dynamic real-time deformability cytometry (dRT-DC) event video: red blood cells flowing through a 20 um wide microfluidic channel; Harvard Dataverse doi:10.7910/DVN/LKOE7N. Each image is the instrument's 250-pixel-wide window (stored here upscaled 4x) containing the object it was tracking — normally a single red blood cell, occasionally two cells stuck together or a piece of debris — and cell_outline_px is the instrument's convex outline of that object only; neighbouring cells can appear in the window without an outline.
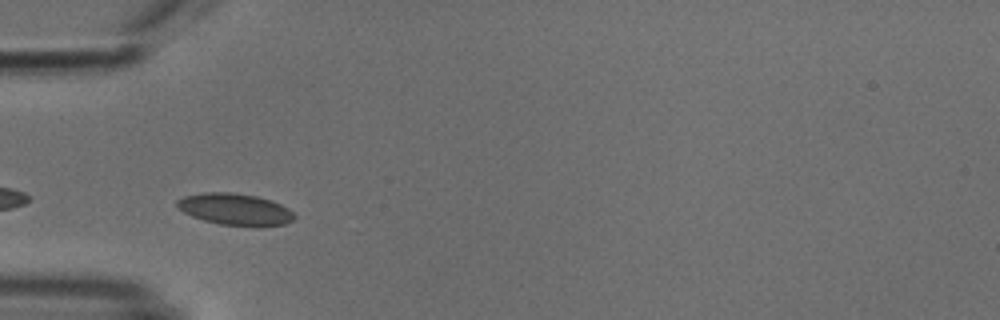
{"species": "common noctule bat (a hibernating species)", "species_latin": "Nyctalus noctula", "temperature_condition": "cold", "stored_images_in_passage": 6, "camera_frame_rate_fps": 3000, "um_per_image_px": 0.085, "animal": {"sex": "male", "body_mass_g": 18.8}, "frame": {"image": 1, "passage_image": 3, "time_ms": 2.333, "image_size_px": [1000, 320], "cell_outline_px": [[296, 216], [292, 220], [284, 224], [260, 228], [256, 228], [220, 224], [204, 220], [192, 216], [184, 212], [176, 204], [176, 200], [184, 196], [204, 192], [232, 192], [256, 196], [272, 200], [288, 208]], "centroid_in_image_um": [20.02, 17.81], "position_along_channel_um": 65.0, "area_um2": 21.96}}
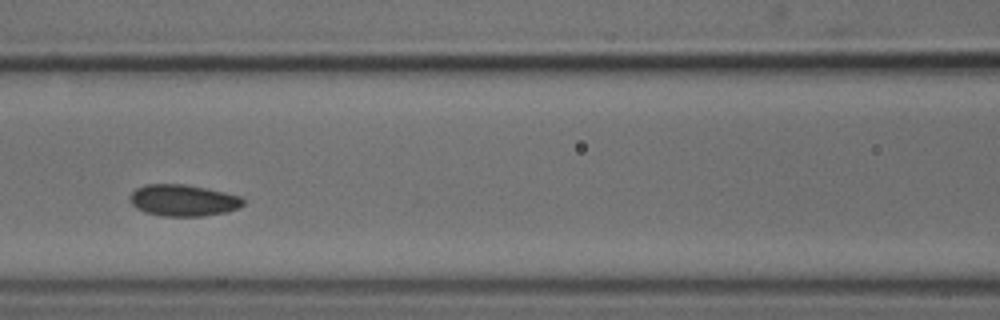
{"frame": {"image": 2, "passage_image": 5, "time_ms": 4.667, "image_size_px": [1000, 320], "cell_outline_px": [[244, 204], [228, 212], [204, 216], [160, 216], [144, 212], [136, 208], [128, 200], [132, 192], [136, 188], [148, 184], [184, 184], [224, 192], [240, 196], [244, 200]], "centroid_in_image_um": [15.54, 17.04], "position_along_channel_um": 151.1, "area_um2": 20.87}}
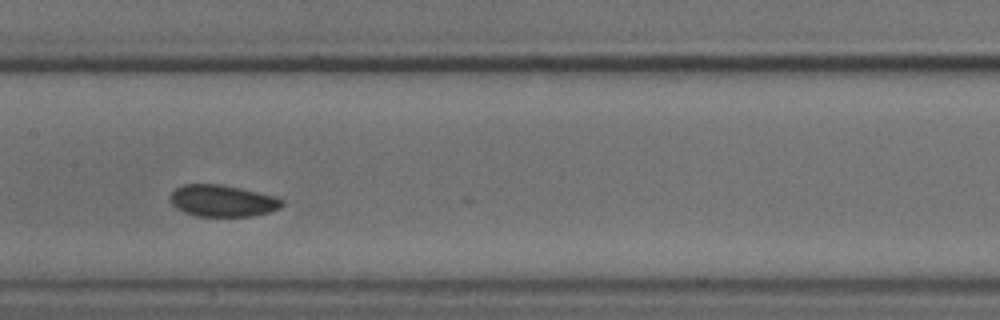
{"frame": {"image": 3, "passage_image": 6, "time_ms": 5.667, "image_size_px": [1000, 320], "cell_outline_px": [[284, 204], [280, 208], [268, 212], [252, 216], [196, 216], [184, 212], [176, 208], [172, 204], [172, 192], [176, 188], [184, 184], [220, 184], [240, 188], [276, 196], [284, 200]], "centroid_in_image_um": [18.94, 17.07], "position_along_channel_um": 188.5, "area_um2": 20.58}}